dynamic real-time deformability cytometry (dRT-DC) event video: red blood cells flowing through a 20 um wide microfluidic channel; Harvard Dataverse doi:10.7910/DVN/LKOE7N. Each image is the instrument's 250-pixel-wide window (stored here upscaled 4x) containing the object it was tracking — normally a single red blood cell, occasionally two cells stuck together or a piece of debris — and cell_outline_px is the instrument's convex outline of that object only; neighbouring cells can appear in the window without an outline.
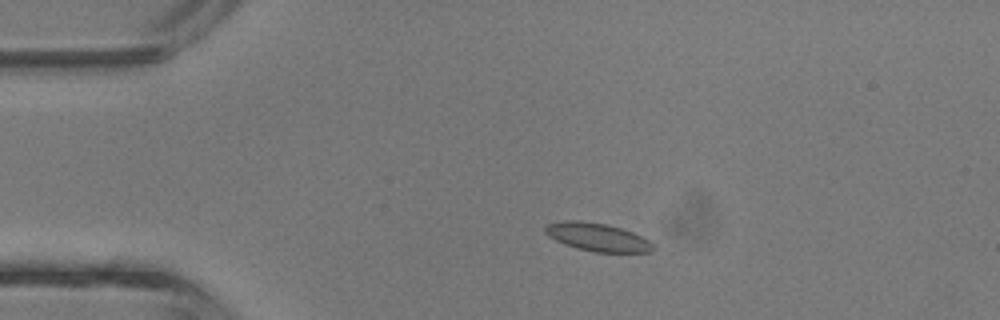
{"species": "common noctule bat (a hibernating species)", "species_latin": "Nyctalus noctula", "temperature_condition": "room temperature", "stored_images_in_passage": 40, "camera_frame_rate_fps": 3000, "um_per_image_px": 0.085, "animal": {"sex": "male", "body_mass_g": 13.3}, "frame": {"image": 1, "passage_image": 7, "time_ms": 2.0, "image_size_px": [1000, 320], "cell_outline_px": [[656, 248], [652, 252], [596, 252], [576, 248], [564, 244], [548, 236], [544, 232], [544, 228], [548, 224], [560, 220], [580, 220], [608, 224], [632, 232], [648, 240]], "centroid_in_image_um": [50.75, 20.15], "position_along_channel_um": 34.2, "area_um2": 17.74}}
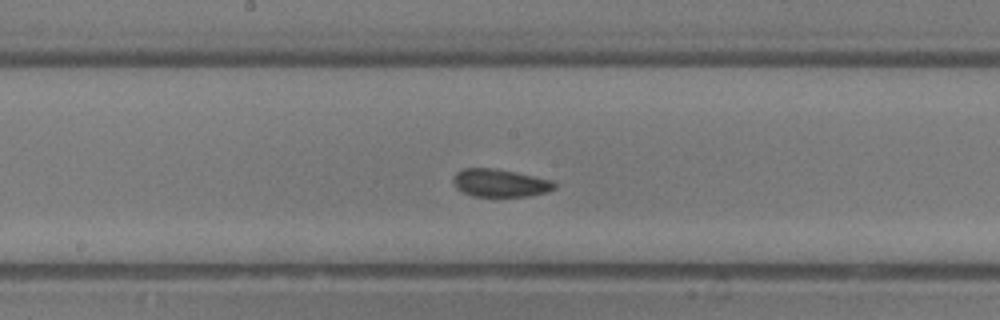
{"frame": {"image": 2, "passage_image": 20, "time_ms": 6.333, "image_size_px": [1000, 320], "cell_outline_px": [[556, 188], [548, 192], [528, 196], [472, 196], [456, 188], [452, 180], [456, 172], [464, 168], [492, 168], [552, 180], [556, 184]], "centroid_in_image_um": [42.49, 15.56], "position_along_channel_um": 205.7, "area_um2": 16.24}}
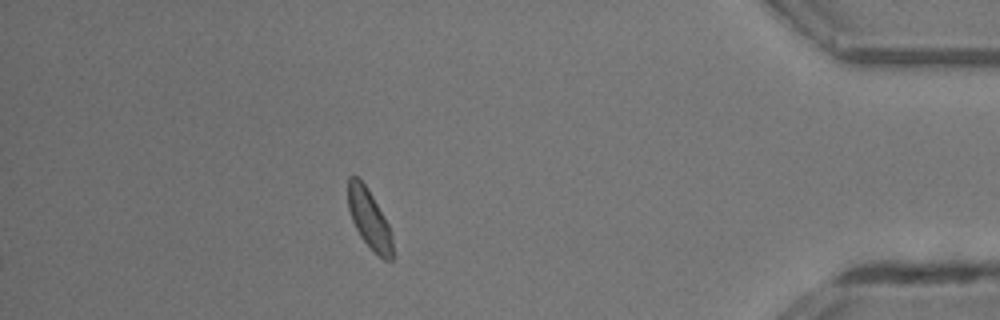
{"frame": {"image": 3, "passage_image": 35, "time_ms": 11.333, "image_size_px": [1000, 320], "cell_outline_px": [[392, 260], [384, 260], [360, 236], [352, 220], [348, 208], [348, 176], [356, 176], [364, 184], [372, 196], [384, 216], [388, 224], [392, 236]], "centroid_in_image_um": [31.37, 18.59], "position_along_channel_um": 403.8, "area_um2": 14.97}, "authors_computed_cell_mechanics": {"area_um2": 16.2996, "velocity_mm_per_s": 4.9353, "shape_relaxation_time_tau1_ms": null, "shape_relaxation_time_tau2_ms": 2.1671, "deformation_change_tau1": null, "deformation_change_tau2": 0.094}}